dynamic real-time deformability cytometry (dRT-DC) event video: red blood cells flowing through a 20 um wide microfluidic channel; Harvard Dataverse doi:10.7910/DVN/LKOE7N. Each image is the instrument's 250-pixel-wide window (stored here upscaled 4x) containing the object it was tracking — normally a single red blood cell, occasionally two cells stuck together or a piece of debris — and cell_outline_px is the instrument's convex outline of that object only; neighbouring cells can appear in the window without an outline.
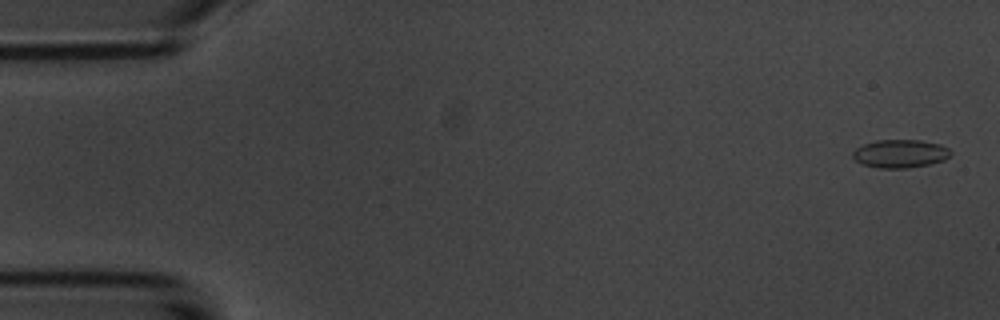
{"species": "common noctule bat (a hibernating species)", "species_latin": "Nyctalus noctula", "temperature_condition": "room temperature", "stored_images_in_passage": 5, "camera_frame_rate_fps": 3000, "um_per_image_px": 0.085, "animal": {"sex": "male", "body_mass_g": 20.1, "forearm_length_mm": 53.5}, "frame": {"image": 1, "passage_image": 1, "time_ms": 0.0, "image_size_px": [1000, 320], "cell_outline_px": [[952, 152], [944, 160], [932, 164], [908, 168], [880, 168], [864, 164], [856, 160], [852, 156], [852, 152], [856, 148], [864, 144], [876, 140], [920, 140], [940, 144], [948, 148]], "centroid_in_image_um": [76.53, 13.06], "position_along_channel_um": 8.5, "area_um2": 16.07}}
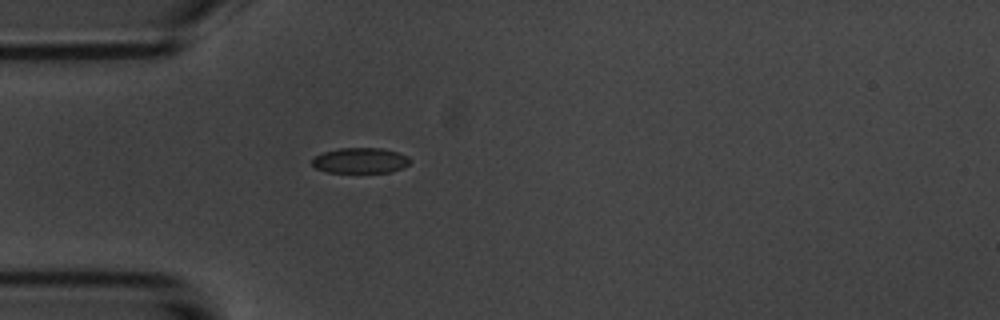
{"frame": {"image": 2, "passage_image": 5, "time_ms": 4.667, "image_size_px": [1000, 320], "cell_outline_px": [[412, 160], [404, 168], [392, 172], [324, 172], [316, 168], [312, 164], [312, 160], [316, 156], [324, 152], [340, 148], [384, 148], [408, 156]], "centroid_in_image_um": [30.66, 13.65], "position_along_channel_um": 54.3, "area_um2": 14.57}}